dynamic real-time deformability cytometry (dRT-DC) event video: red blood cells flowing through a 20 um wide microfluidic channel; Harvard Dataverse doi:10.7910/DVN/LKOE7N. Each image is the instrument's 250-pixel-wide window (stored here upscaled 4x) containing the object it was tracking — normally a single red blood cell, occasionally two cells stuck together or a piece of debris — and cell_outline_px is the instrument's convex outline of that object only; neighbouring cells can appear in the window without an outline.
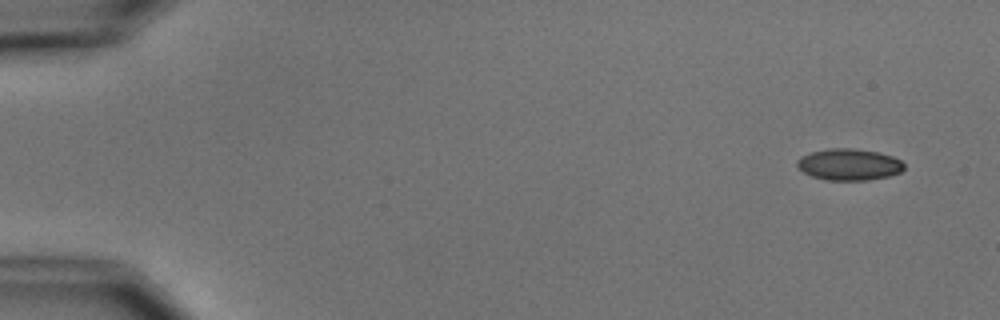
{"species": "common noctule bat (a hibernating species)", "species_latin": "Nyctalus noctula", "temperature_condition": "cold", "stored_images_in_passage": 5, "camera_frame_rate_fps": 3000, "um_per_image_px": 0.085, "animal": {"sex": "male", "body_mass_g": 15.6}, "frame": {"image": 1, "passage_image": 1, "time_ms": 0.0, "image_size_px": [1000, 320], "cell_outline_px": [[904, 168], [900, 172], [888, 176], [868, 180], [828, 180], [812, 176], [804, 172], [796, 164], [796, 160], [800, 156], [812, 152], [828, 148], [852, 148], [876, 152], [892, 156], [900, 160], [904, 164]], "centroid_in_image_um": [72.15, 13.98], "position_along_channel_um": 12.8, "area_um2": 19.54}}
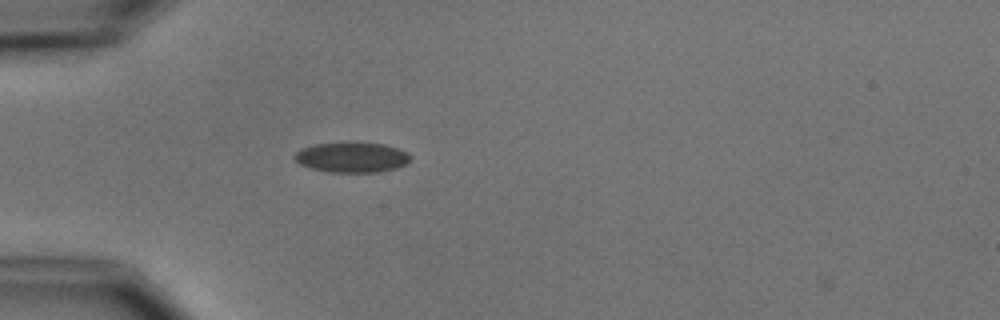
{"frame": {"image": 2, "passage_image": 4, "time_ms": 4.333, "image_size_px": [1000, 320], "cell_outline_px": [[412, 156], [404, 164], [396, 168], [380, 172], [328, 172], [312, 168], [300, 164], [292, 156], [300, 148], [316, 144], [348, 140], [384, 144], [408, 152]], "centroid_in_image_um": [29.88, 13.34], "position_along_channel_um": 55.1, "area_um2": 20.87}}